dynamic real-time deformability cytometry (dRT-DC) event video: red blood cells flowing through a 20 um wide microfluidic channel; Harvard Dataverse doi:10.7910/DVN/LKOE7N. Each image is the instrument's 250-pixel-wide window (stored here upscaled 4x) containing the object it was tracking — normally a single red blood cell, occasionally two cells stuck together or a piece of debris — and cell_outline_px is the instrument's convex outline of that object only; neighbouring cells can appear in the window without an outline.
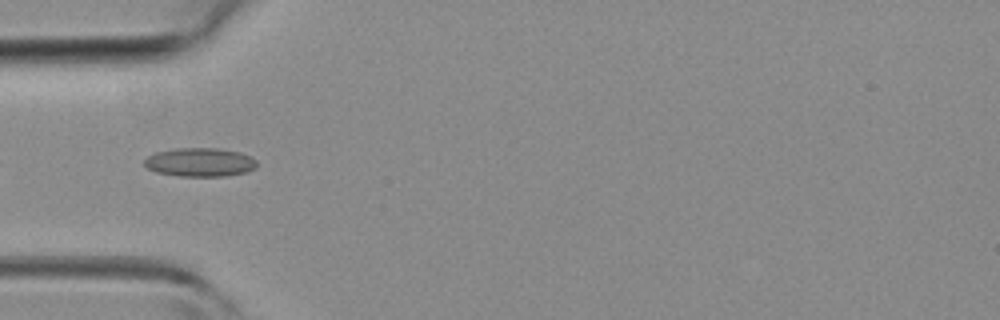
{"species": "common noctule bat (a hibernating species)", "species_latin": "Nyctalus noctula", "temperature_condition": "room temperature", "stored_images_in_passage": 15, "camera_frame_rate_fps": 3000, "um_per_image_px": 0.085, "animal": {"sex": "female", "body_mass_g": 19.3, "forearm_length_mm": 54.1}, "frame": {"image": 1, "passage_image": 11, "time_ms": 3.333, "image_size_px": [1000, 320], "cell_outline_px": [[256, 168], [244, 172], [224, 176], [180, 176], [156, 172], [148, 168], [144, 164], [144, 160], [148, 156], [156, 152], [176, 148], [216, 148], [240, 152], [252, 156], [256, 160]], "centroid_in_image_um": [17.0, 13.78], "position_along_channel_um": 68.0, "area_um2": 18.79}}